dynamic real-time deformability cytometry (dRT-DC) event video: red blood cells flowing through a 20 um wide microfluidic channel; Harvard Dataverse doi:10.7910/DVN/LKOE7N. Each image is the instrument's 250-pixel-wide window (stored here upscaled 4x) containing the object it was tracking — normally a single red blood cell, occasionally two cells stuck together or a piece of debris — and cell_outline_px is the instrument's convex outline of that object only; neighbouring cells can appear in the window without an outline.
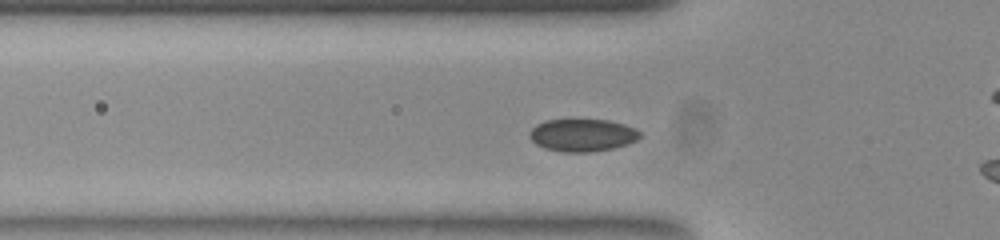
{"species": "common noctule bat (a hibernating species)", "species_latin": "Nyctalus noctula", "temperature_condition": "room temperature", "stored_images_in_passage": 14, "camera_frame_rate_fps": 3000, "um_per_image_px": 0.085, "animal": {"sex": "female", "body_mass_g": 23.0, "forearm_length_mm": 53.4}, "frame": {"image": 1, "passage_image": 12, "time_ms": 3.667, "image_size_px": [1000, 240], "cell_outline_px": [[640, 136], [636, 140], [628, 144], [612, 148], [592, 152], [560, 152], [544, 148], [536, 144], [528, 136], [528, 132], [536, 124], [544, 120], [608, 120], [624, 124], [636, 128], [640, 132]], "centroid_in_image_um": [49.48, 11.49], "position_along_channel_um": 76.3, "area_um2": 21.04}}